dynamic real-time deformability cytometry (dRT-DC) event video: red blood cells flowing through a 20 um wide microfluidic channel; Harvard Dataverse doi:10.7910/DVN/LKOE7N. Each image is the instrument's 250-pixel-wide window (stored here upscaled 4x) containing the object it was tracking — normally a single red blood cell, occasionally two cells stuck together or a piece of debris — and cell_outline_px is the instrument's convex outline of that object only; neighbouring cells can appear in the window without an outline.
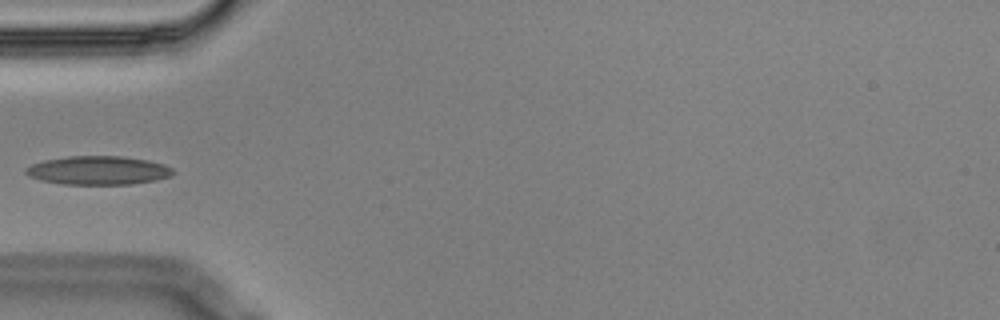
{"species": "Egyptian fruit bat (a non-hibernating species)", "species_latin": "Rousettus aegyptiacus", "temperature_condition": "cold", "stored_images_in_passage": 4, "camera_frame_rate_fps": 3000, "um_per_image_px": 0.085, "animal": {"sex": "male"}, "frame": {"image": 1, "passage_image": 4, "time_ms": 1.0, "image_size_px": [1000, 320], "cell_outline_px": [[176, 172], [172, 176], [156, 180], [132, 184], [64, 184], [40, 180], [28, 176], [24, 172], [24, 168], [32, 164], [44, 160], [68, 156], [120, 156], [148, 160], [164, 164], [172, 168]], "centroid_in_image_um": [8.35, 14.48], "position_along_channel_um": 76.6, "area_um2": 24.74}}